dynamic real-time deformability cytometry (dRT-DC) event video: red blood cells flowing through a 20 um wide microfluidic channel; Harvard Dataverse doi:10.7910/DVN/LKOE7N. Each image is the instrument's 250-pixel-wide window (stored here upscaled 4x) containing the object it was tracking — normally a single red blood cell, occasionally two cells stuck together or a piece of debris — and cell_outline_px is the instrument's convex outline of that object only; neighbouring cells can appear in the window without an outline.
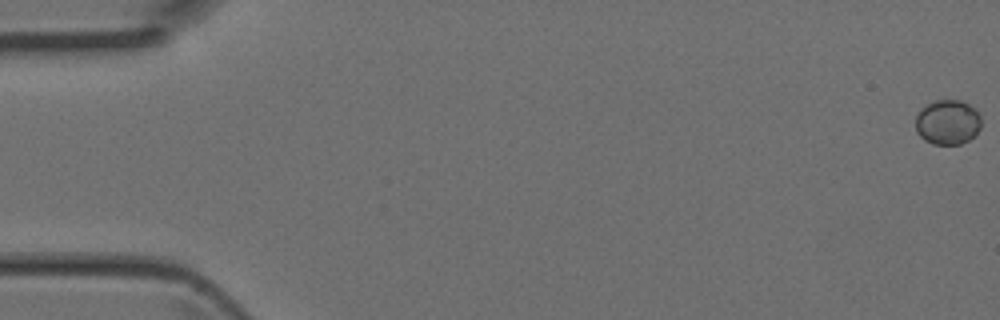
{"species": "Egyptian fruit bat (a non-hibernating species)", "species_latin": "Rousettus aegyptiacus", "temperature_condition": "room temperature", "stored_images_in_passage": 4, "camera_frame_rate_fps": 3000, "um_per_image_px": 0.085, "animal": {"sex": "female"}, "frame": {"image": 1, "passage_image": 1, "time_ms": 0.0, "image_size_px": [1000, 320], "cell_outline_px": [[980, 128], [968, 140], [960, 144], [932, 144], [924, 140], [916, 132], [916, 116], [920, 108], [936, 100], [960, 100], [968, 104], [980, 116]], "centroid_in_image_um": [80.51, 10.39], "position_along_channel_um": 4.5, "area_um2": 16.99}}